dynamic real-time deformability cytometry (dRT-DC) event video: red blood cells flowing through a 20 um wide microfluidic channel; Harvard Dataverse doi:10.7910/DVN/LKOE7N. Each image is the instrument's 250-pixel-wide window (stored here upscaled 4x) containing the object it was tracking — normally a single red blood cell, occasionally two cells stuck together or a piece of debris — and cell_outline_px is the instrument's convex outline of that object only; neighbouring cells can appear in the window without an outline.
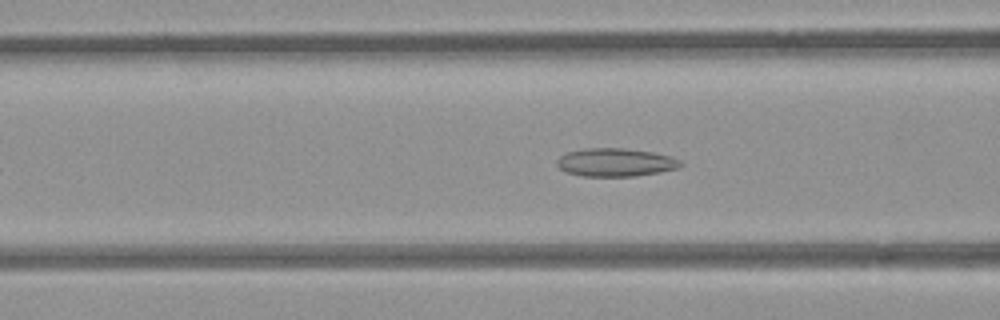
{"species": "common noctule bat (a hibernating species)", "species_latin": "Nyctalus noctula", "temperature_condition": "room temperature", "stored_images_in_passage": 35, "camera_frame_rate_fps": 3000, "um_per_image_px": 0.085, "animal": {"sex": "female", "body_mass_g": 21.9}, "frame": {"image": 1, "passage_image": 7, "time_ms": 2.0, "image_size_px": [1000, 320], "cell_outline_px": [[684, 164], [680, 168], [660, 172], [636, 176], [580, 176], [564, 172], [556, 164], [556, 160], [560, 156], [568, 152], [588, 148], [624, 148], [652, 152], [672, 156], [680, 160]], "centroid_in_image_um": [52.34, 13.81], "position_along_channel_um": 114.3, "area_um2": 20.52}}
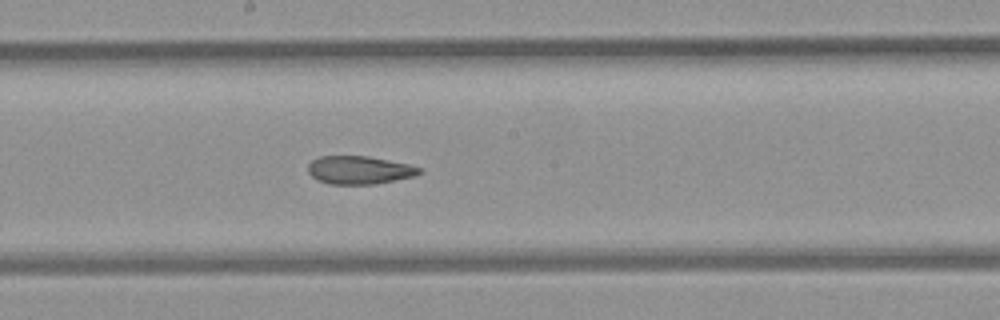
{"frame": {"image": 2, "passage_image": 15, "time_ms": 4.667, "image_size_px": [1000, 320], "cell_outline_px": [[424, 172], [416, 176], [376, 184], [328, 184], [316, 180], [308, 172], [308, 164], [312, 160], [320, 156], [368, 156], [408, 164], [420, 168]], "centroid_in_image_um": [30.54, 14.46], "position_along_channel_um": 217.7, "area_um2": 18.38}}
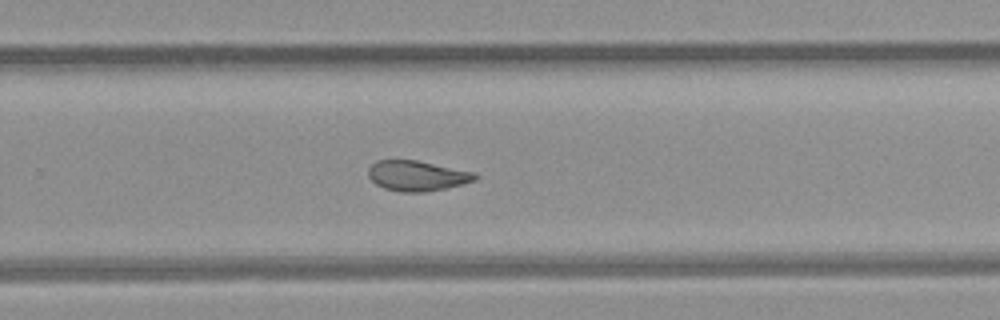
{"frame": {"image": 3, "passage_image": 21, "time_ms": 6.667, "image_size_px": [1000, 320], "cell_outline_px": [[480, 176], [476, 180], [464, 184], [424, 192], [400, 192], [384, 188], [376, 184], [368, 176], [368, 168], [376, 160], [416, 160], [476, 172]], "centroid_in_image_um": [35.48, 14.94], "position_along_channel_um": 294.3, "area_um2": 18.96}, "authors_computed_cell_mechanics": {"area_um2": 19.5364, "velocity_mm_per_s": 3.8606, "shape_relaxation_time_tau1_ms": null, "shape_relaxation_time_tau2_ms": 2.9151, "deformation_change_tau1": null, "deformation_change_tau2": 0.0981}}